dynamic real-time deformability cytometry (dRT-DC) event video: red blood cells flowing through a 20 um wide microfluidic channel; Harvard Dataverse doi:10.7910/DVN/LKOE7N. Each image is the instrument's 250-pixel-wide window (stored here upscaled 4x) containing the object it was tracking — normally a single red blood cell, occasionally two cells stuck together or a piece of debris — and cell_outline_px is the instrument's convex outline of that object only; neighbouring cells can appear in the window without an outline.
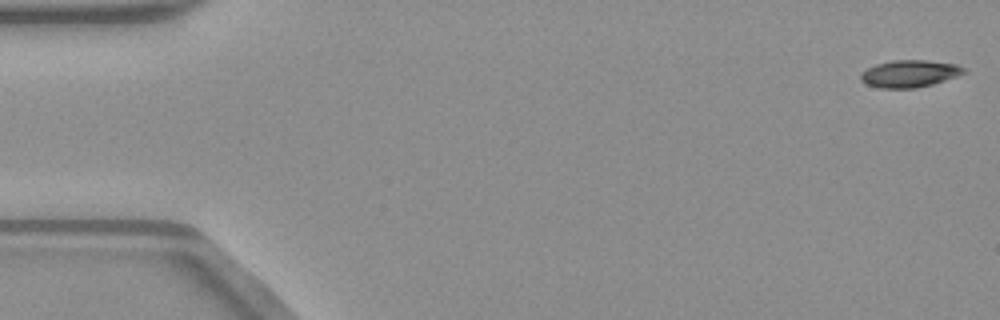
{"species": "common noctule bat (a hibernating species)", "species_latin": "Nyctalus noctula", "temperature_condition": "warm", "stored_images_in_passage": 10, "camera_frame_rate_fps": 3000, "um_per_image_px": 0.085, "animal": {"sex": "male", "body_mass_g": 23.1, "forearm_length_mm": 52.7}, "frame": {"image": 1, "passage_image": 1, "time_ms": 0.0, "image_size_px": [1000, 320], "cell_outline_px": [[968, 72], [932, 84], [916, 88], [880, 88], [868, 84], [860, 80], [860, 72], [876, 64], [892, 60], [924, 60], [956, 64], [964, 68]], "centroid_in_image_um": [77.29, 6.26], "position_along_channel_um": 7.7, "area_um2": 16.24}}